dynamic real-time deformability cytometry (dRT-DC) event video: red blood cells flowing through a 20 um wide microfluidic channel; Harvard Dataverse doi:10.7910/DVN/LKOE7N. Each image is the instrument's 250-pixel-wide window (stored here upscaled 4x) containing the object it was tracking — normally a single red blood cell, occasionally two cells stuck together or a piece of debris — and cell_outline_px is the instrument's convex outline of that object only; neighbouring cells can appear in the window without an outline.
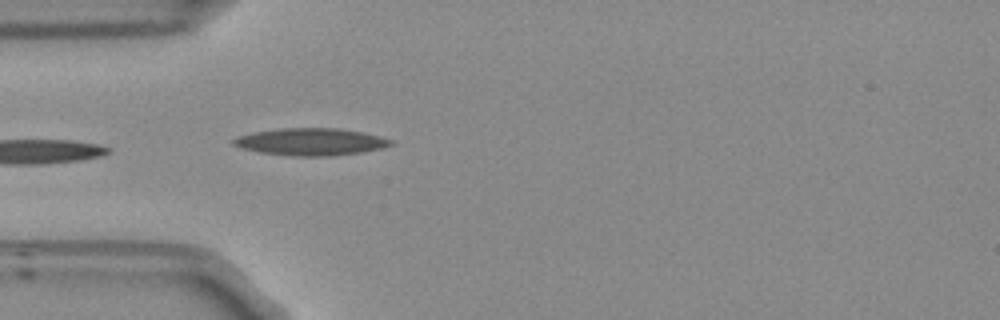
{"species": "Egyptian fruit bat (a non-hibernating species)", "species_latin": "Rousettus aegyptiacus", "temperature_condition": "room temperature", "stored_images_in_passage": 4, "camera_frame_rate_fps": 3000, "um_per_image_px": 0.085, "frame": {"image": 1, "passage_image": 1, "time_ms": 0.0, "image_size_px": [1000, 320], "cell_outline_px": [[392, 144], [380, 148], [360, 152], [332, 156], [292, 156], [260, 152], [244, 148], [232, 144], [232, 140], [240, 136], [256, 132], [280, 128], [340, 128], [380, 136], [392, 140]], "centroid_in_image_um": [26.42, 12.05], "position_along_channel_um": 58.6, "area_um2": 24.57}}